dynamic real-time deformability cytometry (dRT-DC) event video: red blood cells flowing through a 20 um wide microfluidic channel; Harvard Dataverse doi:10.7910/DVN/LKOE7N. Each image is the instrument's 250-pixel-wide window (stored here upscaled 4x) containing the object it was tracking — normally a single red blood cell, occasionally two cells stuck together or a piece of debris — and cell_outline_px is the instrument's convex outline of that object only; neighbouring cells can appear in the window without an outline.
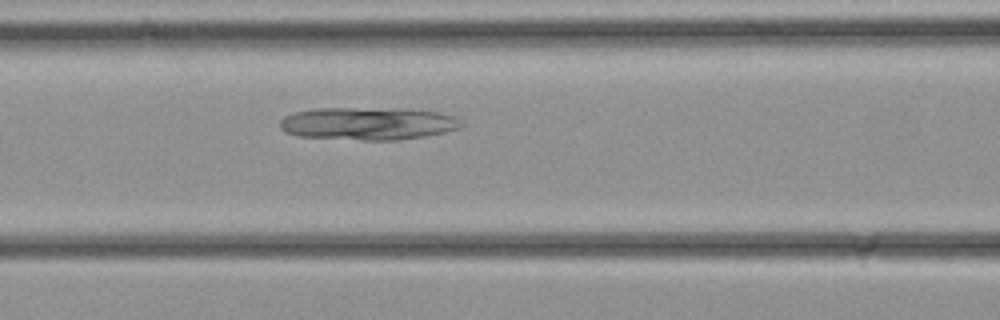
{"species": "common noctule bat (a hibernating species)", "species_latin": "Nyctalus noctula", "temperature_condition": "cold", "stored_images_in_passage": 34, "camera_frame_rate_fps": 3000, "um_per_image_px": 0.085, "animal": {"sex": "female", "body_mass_g": 21.9}, "frame": {"image": 1, "passage_image": 14, "time_ms": 4.333, "image_size_px": [1000, 320], "cell_outline_px": [[464, 124], [460, 128], [444, 132], [424, 136], [400, 140], [364, 140], [296, 136], [284, 132], [280, 128], [280, 120], [284, 116], [296, 112], [312, 108], [408, 108], [440, 112], [456, 116]], "centroid_in_image_um": [31.3, 10.49], "position_along_channel_um": 135.3, "area_um2": 35.08}}
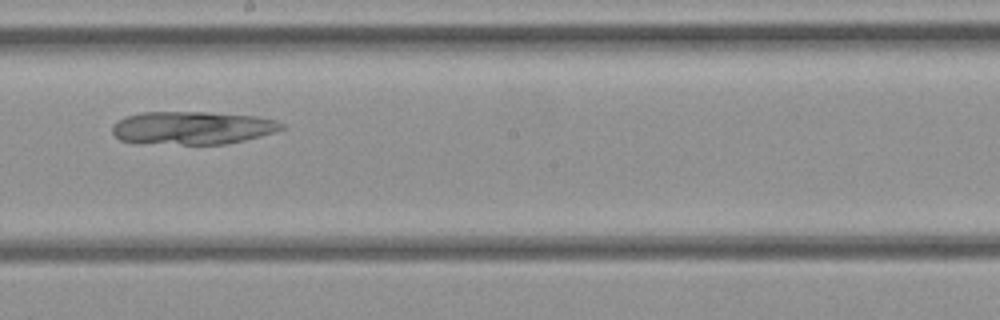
{"frame": {"image": 2, "passage_image": 19, "time_ms": 6.0, "image_size_px": [1000, 320], "cell_outline_px": [[288, 128], [276, 132], [228, 144], [136, 144], [120, 140], [112, 132], [112, 124], [116, 120], [128, 116], [144, 112], [208, 112], [256, 116], [276, 120], [284, 124]], "centroid_in_image_um": [16.35, 10.88], "position_along_channel_um": 231.9, "area_um2": 33.12}}
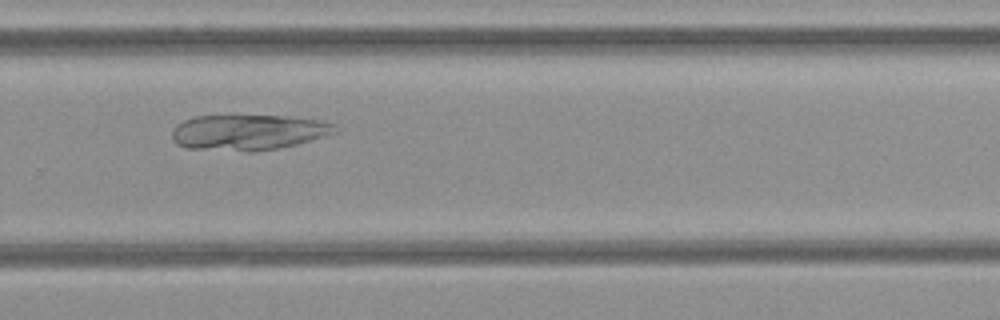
{"frame": {"image": 3, "passage_image": 23, "time_ms": 7.333, "image_size_px": [1000, 320], "cell_outline_px": [[340, 132], [296, 144], [280, 148], [256, 152], [248, 152], [184, 148], [176, 144], [172, 140], [172, 132], [176, 124], [184, 120], [196, 116], [284, 116], [320, 120], [336, 124], [340, 128]], "centroid_in_image_um": [21.13, 11.26], "position_along_channel_um": 308.7, "area_um2": 34.28}}